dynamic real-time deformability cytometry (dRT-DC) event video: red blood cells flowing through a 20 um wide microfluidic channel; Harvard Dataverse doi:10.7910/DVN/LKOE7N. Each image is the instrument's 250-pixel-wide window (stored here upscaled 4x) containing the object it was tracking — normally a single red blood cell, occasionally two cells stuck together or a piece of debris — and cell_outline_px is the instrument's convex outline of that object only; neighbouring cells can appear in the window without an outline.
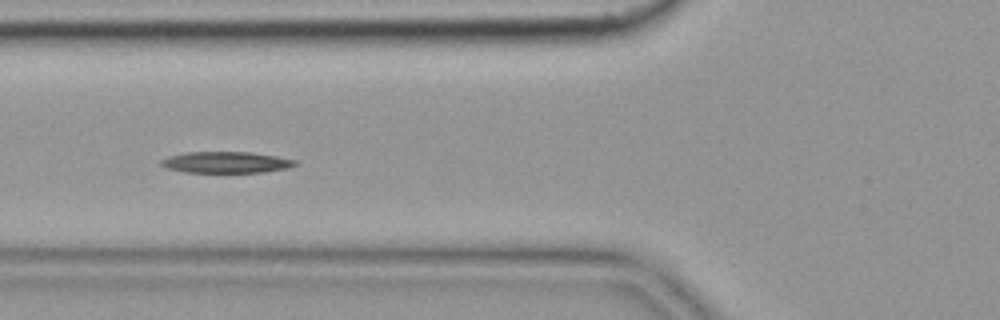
{"species": "common noctule bat (a hibernating species)", "species_latin": "Nyctalus noctula", "temperature_condition": "cold", "stored_images_in_passage": 42, "camera_frame_rate_fps": 3000, "um_per_image_px": 0.085, "animal": {"sex": "female", "body_mass_g": 19.9}, "frame": {"image": 1, "passage_image": 7, "time_ms": 2.0, "image_size_px": [1000, 320], "cell_outline_px": [[296, 164], [288, 168], [264, 172], [184, 172], [168, 168], [160, 164], [160, 160], [168, 156], [188, 152], [248, 152], [276, 156], [296, 160]], "centroid_in_image_um": [19.2, 13.79], "position_along_channel_um": 106.6, "area_um2": 16.47}, "authors_computed_cell_mechanics": {"area_um2": 16.9354, "velocity_mm_per_s": 3.6078, "shape_relaxation_time_tau1_ms": 7.5308, "shape_relaxation_time_tau2_ms": null, "deformation_change_tau1": 0.1856, "deformation_change_tau2": null}}